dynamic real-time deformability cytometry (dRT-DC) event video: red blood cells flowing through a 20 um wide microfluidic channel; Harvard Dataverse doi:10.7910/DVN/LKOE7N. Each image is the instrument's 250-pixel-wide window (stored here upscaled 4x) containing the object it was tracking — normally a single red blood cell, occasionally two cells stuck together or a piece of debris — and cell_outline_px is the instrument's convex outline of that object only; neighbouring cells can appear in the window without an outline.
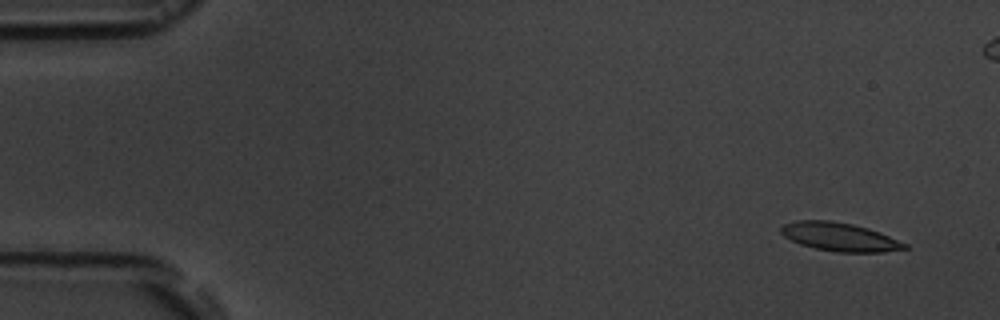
{"species": "common noctule bat (a hibernating species)", "species_latin": "Nyctalus noctula", "temperature_condition": "room temperature", "stored_images_in_passage": 7, "camera_frame_rate_fps": 3000, "um_per_image_px": 0.085, "animal": {"sex": "male", "body_mass_g": 19.5, "forearm_length_mm": 54.6}, "frame": {"image": 1, "passage_image": 1, "time_ms": 0.0, "image_size_px": [1000, 320], "cell_outline_px": [[908, 248], [884, 252], [836, 252], [816, 248], [800, 244], [784, 236], [780, 232], [780, 228], [784, 224], [796, 220], [832, 220], [852, 224], [868, 228], [880, 232], [908, 244]], "centroid_in_image_um": [71.38, 20.13], "position_along_channel_um": 13.6, "area_um2": 20.52}}
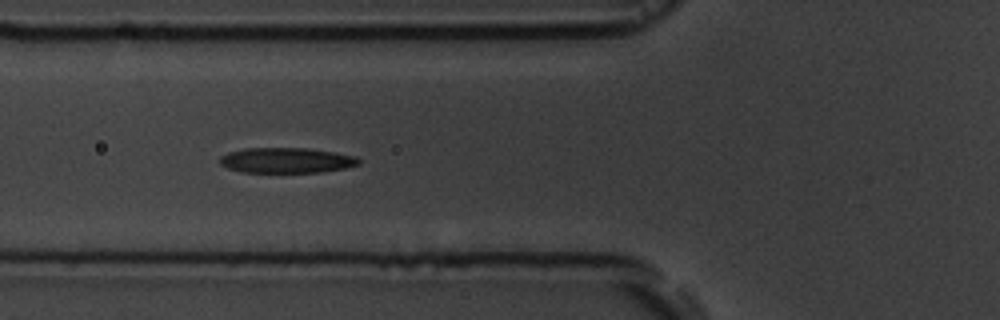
{"frame": {"image": 2, "passage_image": 6, "time_ms": 5.667, "image_size_px": [1000, 320], "cell_outline_px": [[360, 164], [344, 168], [320, 172], [240, 172], [228, 168], [220, 164], [220, 156], [228, 152], [244, 148], [308, 148], [336, 152], [356, 156], [360, 160]], "centroid_in_image_um": [24.34, 13.62], "position_along_channel_um": 101.5, "area_um2": 20.58}}
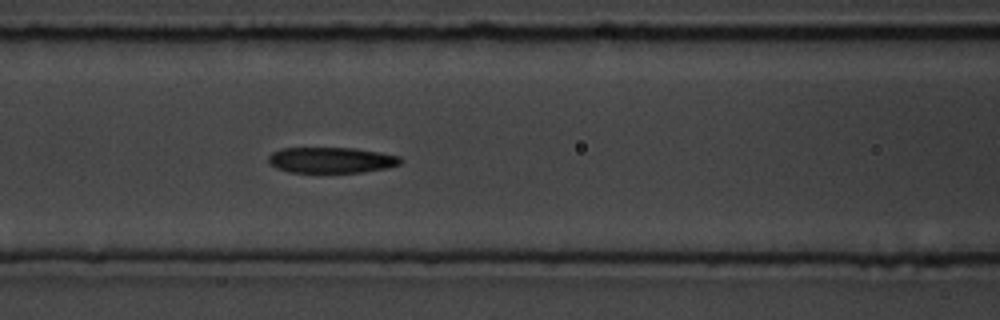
{"frame": {"image": 3, "passage_image": 7, "time_ms": 6.667, "image_size_px": [1000, 320], "cell_outline_px": [[404, 160], [400, 164], [388, 168], [360, 172], [288, 172], [276, 168], [268, 164], [268, 156], [272, 152], [280, 148], [352, 148], [380, 152], [400, 156]], "centroid_in_image_um": [28.15, 13.6], "position_along_channel_um": 138.5, "area_um2": 20.0}}